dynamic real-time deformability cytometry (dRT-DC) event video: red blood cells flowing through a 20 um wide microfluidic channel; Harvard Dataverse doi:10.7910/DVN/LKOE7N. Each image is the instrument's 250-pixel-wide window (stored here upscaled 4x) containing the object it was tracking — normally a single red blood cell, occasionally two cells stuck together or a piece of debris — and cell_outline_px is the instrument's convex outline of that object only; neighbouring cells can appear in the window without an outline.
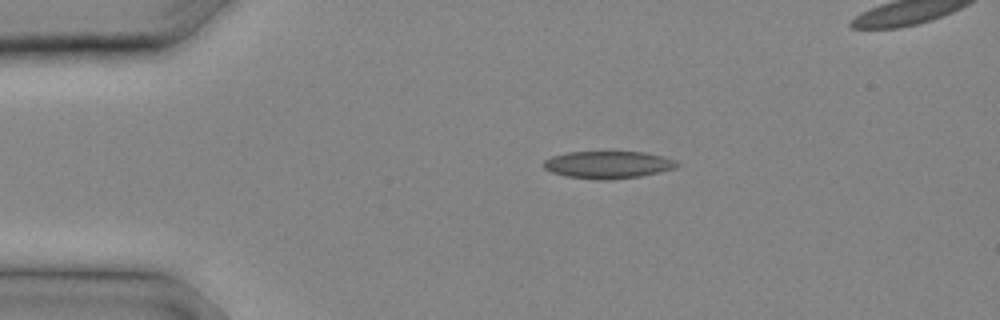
{"species": "common noctule bat (a hibernating species)", "species_latin": "Nyctalus noctula", "temperature_condition": "cold", "stored_images_in_passage": 5, "camera_frame_rate_fps": 3000, "um_per_image_px": 0.085, "animal": {"sex": "male", "body_mass_g": 20.4}, "frame": {"image": 1, "passage_image": 1, "time_ms": 0.0, "image_size_px": [1000, 320], "cell_outline_px": [[680, 164], [676, 168], [660, 172], [640, 176], [612, 180], [596, 180], [568, 176], [552, 172], [544, 168], [544, 160], [552, 156], [568, 152], [644, 152], [664, 156], [676, 160]], "centroid_in_image_um": [51.73, 14.0], "position_along_channel_um": 33.3, "area_um2": 21.33}}